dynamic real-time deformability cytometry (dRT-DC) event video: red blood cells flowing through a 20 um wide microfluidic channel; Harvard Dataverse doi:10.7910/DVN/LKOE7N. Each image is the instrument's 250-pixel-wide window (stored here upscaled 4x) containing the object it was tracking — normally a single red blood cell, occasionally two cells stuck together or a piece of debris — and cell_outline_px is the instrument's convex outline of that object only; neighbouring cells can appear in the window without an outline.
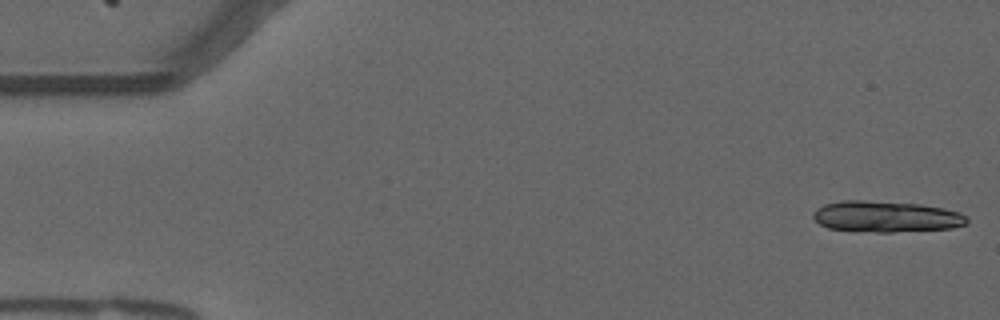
{"species": "common noctule bat (a hibernating species)", "species_latin": "Nyctalus noctula", "temperature_condition": "warm", "stored_images_in_passage": 14, "camera_frame_rate_fps": 3000, "um_per_image_px": 0.085, "animal": {"sex": "male", "forearm_length_mm": 52.5}, "frame": {"image": 1, "passage_image": 1, "time_ms": 0.0, "image_size_px": [1000, 320], "cell_outline_px": [[968, 224], [952, 228], [892, 232], [876, 232], [828, 228], [820, 224], [812, 216], [816, 208], [824, 204], [840, 200], [864, 200], [920, 204], [944, 208], [960, 212], [968, 216]], "centroid_in_image_um": [75.34, 18.4], "position_along_channel_um": 9.7, "area_um2": 28.03}}